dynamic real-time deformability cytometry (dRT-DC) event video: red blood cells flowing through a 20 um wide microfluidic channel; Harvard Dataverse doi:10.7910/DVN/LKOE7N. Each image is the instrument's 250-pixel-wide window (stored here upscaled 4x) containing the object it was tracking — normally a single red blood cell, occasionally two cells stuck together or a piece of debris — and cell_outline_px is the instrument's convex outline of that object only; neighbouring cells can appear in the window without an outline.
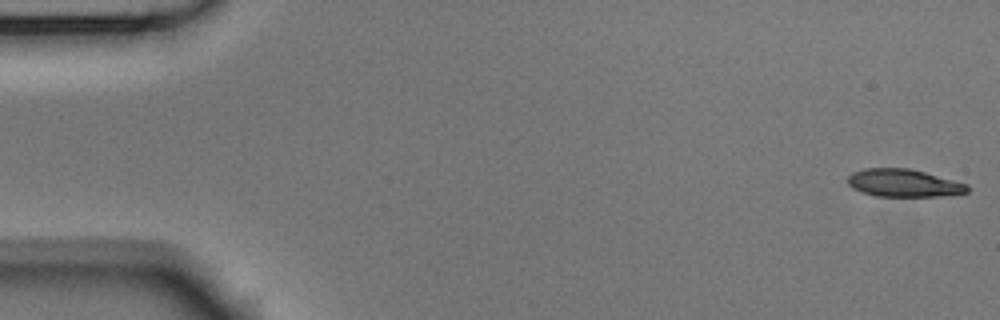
{"species": "Egyptian fruit bat (a non-hibernating species)", "species_latin": "Rousettus aegyptiacus", "temperature_condition": "room temperature", "stored_images_in_passage": 5, "camera_frame_rate_fps": 3000, "um_per_image_px": 0.085, "animal": {"sex": "male"}, "frame": {"image": 1, "passage_image": 1, "time_ms": 0.0, "image_size_px": [1000, 320], "cell_outline_px": [[968, 192], [940, 196], [876, 196], [860, 192], [852, 188], [848, 184], [848, 176], [852, 172], [864, 168], [908, 168], [924, 172], [968, 184]], "centroid_in_image_um": [76.77, 15.56], "position_along_channel_um": 8.2, "area_um2": 19.25}}